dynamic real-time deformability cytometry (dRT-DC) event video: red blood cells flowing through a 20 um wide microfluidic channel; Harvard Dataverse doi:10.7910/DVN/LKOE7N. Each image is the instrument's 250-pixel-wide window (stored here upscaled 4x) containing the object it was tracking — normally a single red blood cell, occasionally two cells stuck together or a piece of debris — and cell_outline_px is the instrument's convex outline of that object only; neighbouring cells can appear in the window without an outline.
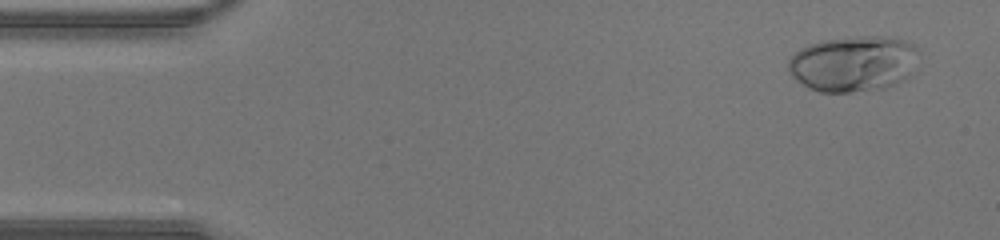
{"species": "human", "species_latin": "Homo sapiens", "temperature_condition": "warm", "stored_images_in_passage": 45, "camera_frame_rate_fps": 3000, "um_per_image_px": 0.085, "donor": {"sex": "male"}, "frame": {"image": 1, "passage_image": 3, "time_ms": 0.667, "image_size_px": [1000, 240], "cell_outline_px": [[920, 48], [908, 76], [896, 84], [884, 88], [852, 92], [820, 92], [808, 88], [796, 80], [792, 76], [788, 68], [788, 60], [800, 48], [808, 44], [824, 40], [864, 36], [880, 36], [904, 40]], "centroid_in_image_um": [72.51, 5.41], "position_along_channel_um": 12.5, "area_um2": 42.25}}
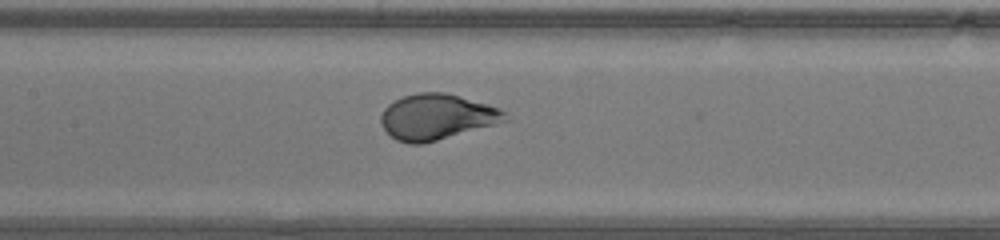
{"frame": {"image": 2, "passage_image": 21, "time_ms": 6.667, "image_size_px": [1000, 240], "cell_outline_px": [[508, 120], [496, 124], [436, 140], [420, 144], [408, 144], [396, 140], [384, 128], [380, 120], [380, 116], [384, 108], [388, 104], [404, 96], [416, 92], [444, 92], [460, 96], [488, 104], [500, 108], [504, 112]], "centroid_in_image_um": [37.11, 9.92], "position_along_channel_um": 170.3, "area_um2": 32.77}}
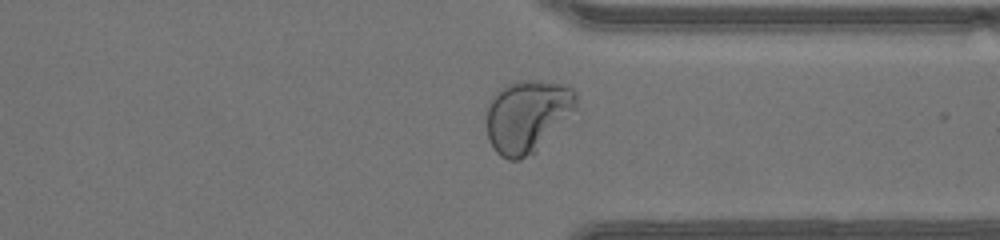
{"frame": {"image": 3, "passage_image": 34, "time_ms": 11.0, "image_size_px": [1000, 240], "cell_outline_px": [[576, 108], [536, 152], [520, 160], [508, 160], [500, 156], [496, 152], [488, 140], [484, 120], [484, 116], [488, 104], [492, 96], [500, 88], [516, 80], [540, 80], [564, 84], [572, 88], [576, 92]], "centroid_in_image_um": [44.77, 9.86], "position_along_channel_um": 366.6, "area_um2": 38.49}}